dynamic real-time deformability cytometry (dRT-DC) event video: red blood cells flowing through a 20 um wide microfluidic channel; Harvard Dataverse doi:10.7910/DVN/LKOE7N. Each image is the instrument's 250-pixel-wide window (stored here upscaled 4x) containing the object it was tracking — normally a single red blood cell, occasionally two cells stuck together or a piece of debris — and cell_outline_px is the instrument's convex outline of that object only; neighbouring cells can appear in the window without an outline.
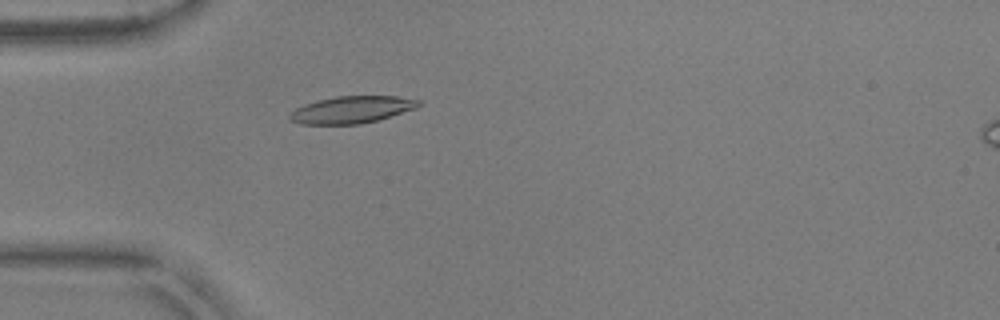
{"species": "common noctule bat (a hibernating species)", "species_latin": "Nyctalus noctula", "temperature_condition": "warm", "stored_images_in_passage": 53, "camera_frame_rate_fps": 3000, "um_per_image_px": 0.085, "animal": {"sex": "male", "body_mass_g": 17.9, "forearm_length_mm": 54.2}, "frame": {"image": 1, "passage_image": 16, "time_ms": 5.0, "image_size_px": [1000, 320], "cell_outline_px": [[420, 104], [416, 108], [376, 120], [360, 124], [300, 124], [288, 120], [288, 116], [296, 108], [304, 104], [336, 96], [396, 96], [420, 100]], "centroid_in_image_um": [29.86, 9.32], "position_along_channel_um": 55.1, "area_um2": 20.11}}
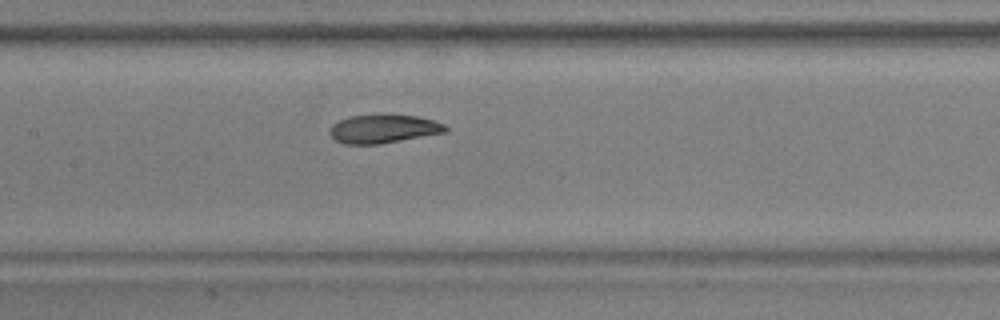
{"frame": {"image": 2, "passage_image": 26, "time_ms": 8.333, "image_size_px": [1000, 320], "cell_outline_px": [[448, 132], [380, 144], [344, 144], [336, 140], [328, 132], [332, 124], [340, 120], [352, 116], [380, 112], [392, 112], [416, 116], [432, 120], [444, 124], [448, 128]], "centroid_in_image_um": [32.61, 10.91], "position_along_channel_um": 174.8, "area_um2": 19.94}}
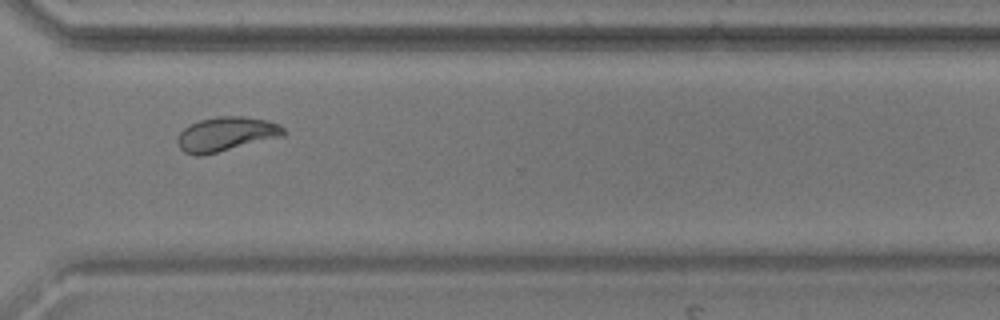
{"frame": {"image": 3, "passage_image": 40, "time_ms": 13.0, "image_size_px": [1000, 320], "cell_outline_px": [[284, 136], [200, 156], [196, 156], [184, 152], [180, 148], [176, 140], [180, 132], [184, 128], [200, 120], [220, 116], [244, 116], [268, 120], [280, 124], [284, 128]], "centroid_in_image_um": [19.23, 11.39], "position_along_channel_um": 351.4, "area_um2": 21.1}, "authors_computed_cell_mechanics": {"area_um2": 20.0566, "velocity_mm_per_s": 3.7884, "shape_relaxation_time_tau1_ms": 6.549, "shape_relaxation_time_tau2_ms": 1.2641, "deformation_change_tau1": 0.1849, "deformation_change_tau2": 0.0561}}